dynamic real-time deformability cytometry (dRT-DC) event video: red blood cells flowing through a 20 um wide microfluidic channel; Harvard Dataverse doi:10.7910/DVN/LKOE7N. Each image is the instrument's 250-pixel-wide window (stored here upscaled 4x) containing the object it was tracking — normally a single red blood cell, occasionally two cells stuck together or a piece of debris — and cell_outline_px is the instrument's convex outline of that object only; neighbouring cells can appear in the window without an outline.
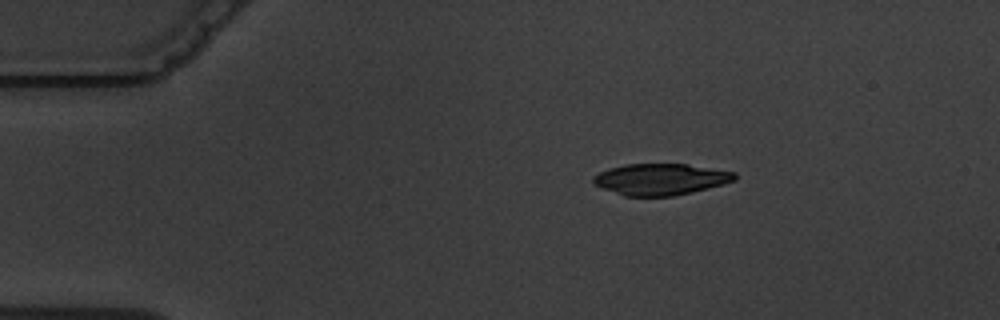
{"species": "common noctule bat (a hibernating species)", "species_latin": "Nyctalus noctula", "temperature_condition": "warm", "stored_images_in_passage": 3, "camera_frame_rate_fps": 3000, "um_per_image_px": 0.085, "animal": {"sex": "male", "body_mass_g": 19.5, "forearm_length_mm": 54.6}, "frame": {"image": 1, "passage_image": 1, "time_ms": 0.0, "image_size_px": [1000, 320], "cell_outline_px": [[736, 180], [724, 184], [692, 192], [672, 196], [624, 196], [604, 188], [596, 184], [592, 180], [592, 176], [608, 168], [624, 164], [688, 164], [736, 172]], "centroid_in_image_um": [56.17, 15.23], "position_along_channel_um": 28.8, "area_um2": 25.84}}